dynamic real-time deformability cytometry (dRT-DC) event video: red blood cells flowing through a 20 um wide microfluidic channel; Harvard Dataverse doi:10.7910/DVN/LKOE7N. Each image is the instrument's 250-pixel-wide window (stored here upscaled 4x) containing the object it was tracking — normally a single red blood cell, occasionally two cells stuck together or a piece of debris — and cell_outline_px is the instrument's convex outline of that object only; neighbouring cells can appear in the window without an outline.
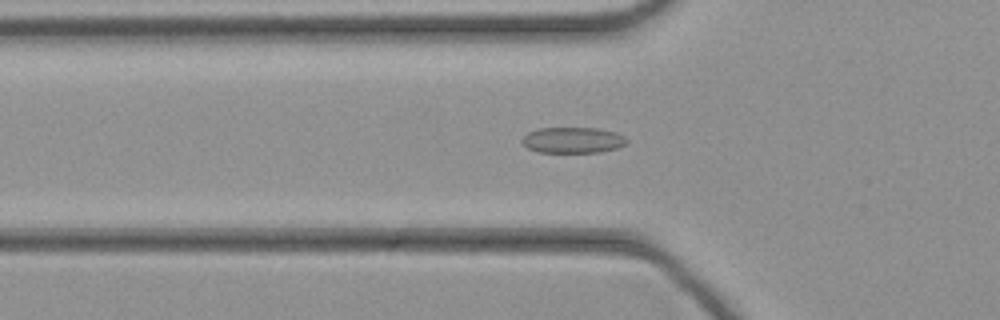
{"species": "common noctule bat (a hibernating species)", "species_latin": "Nyctalus noctula", "temperature_condition": "cold", "stored_images_in_passage": 33, "camera_frame_rate_fps": 3000, "um_per_image_px": 0.085, "animal": {"sex": "female", "body_mass_g": 21.9}, "frame": {"image": 1, "passage_image": 6, "time_ms": 1.667, "image_size_px": [1000, 320], "cell_outline_px": [[628, 140], [624, 144], [616, 148], [600, 152], [540, 152], [528, 148], [520, 140], [528, 132], [536, 128], [596, 128], [616, 132], [624, 136]], "centroid_in_image_um": [48.67, 11.9], "position_along_channel_um": 77.1, "area_um2": 15.72}}
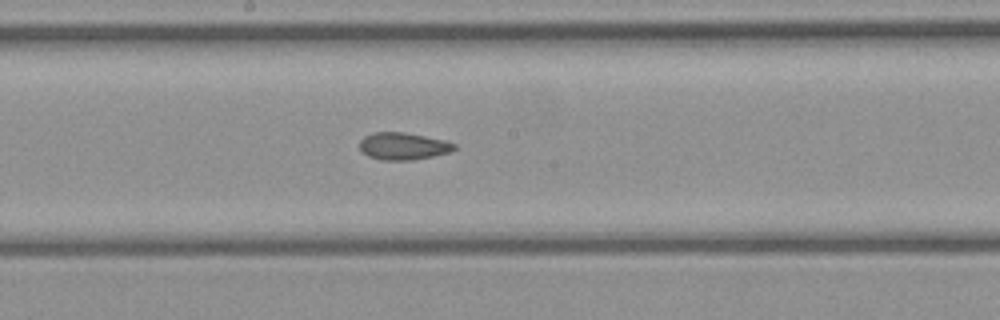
{"frame": {"image": 2, "passage_image": 15, "time_ms": 4.667, "image_size_px": [1000, 320], "cell_outline_px": [[456, 148], [448, 152], [432, 156], [412, 160], [380, 160], [368, 156], [360, 148], [360, 140], [364, 136], [372, 132], [404, 132], [444, 140], [456, 144]], "centroid_in_image_um": [34.24, 12.42], "position_along_channel_um": 214.0, "area_um2": 14.91}}
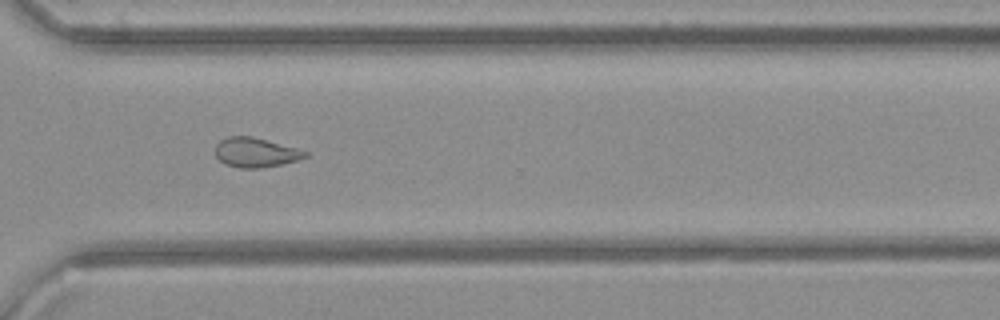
{"frame": {"image": 3, "passage_image": 24, "time_ms": 7.667, "image_size_px": [1000, 320], "cell_outline_px": [[308, 156], [296, 160], [280, 164], [260, 168], [240, 168], [224, 164], [216, 156], [216, 144], [220, 140], [228, 136], [252, 136], [296, 148], [308, 152]], "centroid_in_image_um": [21.7, 12.95], "position_along_channel_um": 348.9, "area_um2": 15.32}}